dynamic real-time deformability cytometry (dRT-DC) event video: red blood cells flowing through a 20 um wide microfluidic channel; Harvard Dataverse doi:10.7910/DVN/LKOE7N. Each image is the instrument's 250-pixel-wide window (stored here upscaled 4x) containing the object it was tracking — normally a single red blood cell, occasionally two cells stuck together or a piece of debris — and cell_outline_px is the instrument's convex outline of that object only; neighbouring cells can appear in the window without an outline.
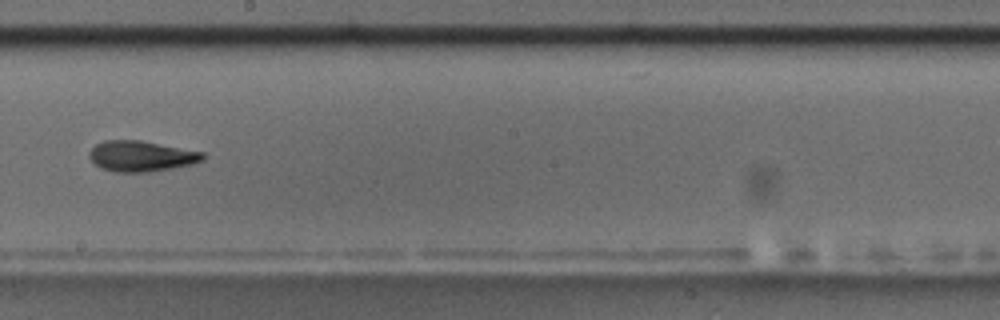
{"species": "common noctule bat (a hibernating species)", "species_latin": "Nyctalus noctula", "temperature_condition": "room temperature", "stored_images_in_passage": 10, "segment_of_instrument_passage": [1, 2], "camera_frame_rate_fps": 3000, "um_per_image_px": 0.085, "animal": {"sex": "male", "body_mass_g": 17.5, "forearm_length_mm": 52.3}, "frame": {"image": 1, "passage_image": 9, "time_ms": 9.333, "image_size_px": [1000, 320], "cell_outline_px": [[204, 160], [192, 164], [172, 168], [148, 172], [116, 172], [100, 168], [88, 156], [88, 152], [96, 144], [104, 140], [140, 140], [204, 152]], "centroid_in_image_um": [11.99, 13.27], "position_along_channel_um": 236.2, "area_um2": 20.29}}